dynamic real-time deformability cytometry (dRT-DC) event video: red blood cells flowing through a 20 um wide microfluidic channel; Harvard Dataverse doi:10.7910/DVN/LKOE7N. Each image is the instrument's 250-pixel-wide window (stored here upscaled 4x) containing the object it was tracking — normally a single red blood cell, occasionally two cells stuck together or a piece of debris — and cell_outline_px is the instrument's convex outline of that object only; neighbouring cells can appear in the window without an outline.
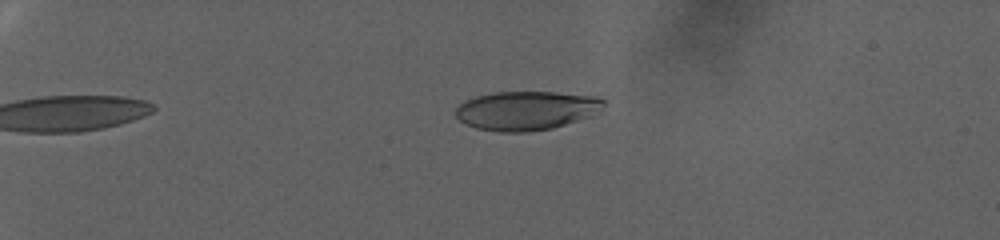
{"species": "human", "species_latin": "Homo sapiens", "temperature_condition": "warm", "stored_images_in_passage": 89, "camera_frame_rate_fps": 3000, "um_per_image_px": 0.085, "donor": {"sex": "female"}, "frame": {"image": 1, "passage_image": 25, "time_ms": 8.0, "image_size_px": [1000, 240], "cell_outline_px": [[604, 104], [592, 116], [552, 128], [528, 132], [500, 132], [476, 128], [464, 124], [456, 116], [456, 108], [464, 100], [476, 96], [496, 92], [552, 92], [596, 96], [604, 100]], "centroid_in_image_um": [44.71, 9.4], "position_along_channel_um": 40.3, "area_um2": 33.58}}
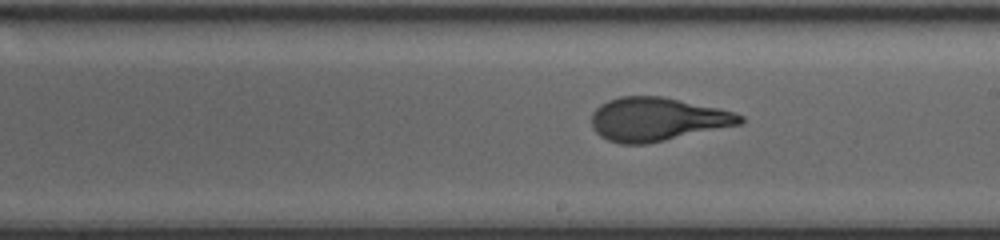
{"frame": {"image": 2, "passage_image": 58, "time_ms": 19.0, "image_size_px": [1000, 240], "cell_outline_px": [[744, 124], [648, 144], [620, 144], [608, 140], [600, 136], [592, 128], [592, 112], [600, 104], [608, 100], [620, 96], [664, 96], [720, 108], [736, 112], [744, 116]], "centroid_in_image_um": [55.9, 10.14], "position_along_channel_um": 233.1, "area_um2": 38.26}}
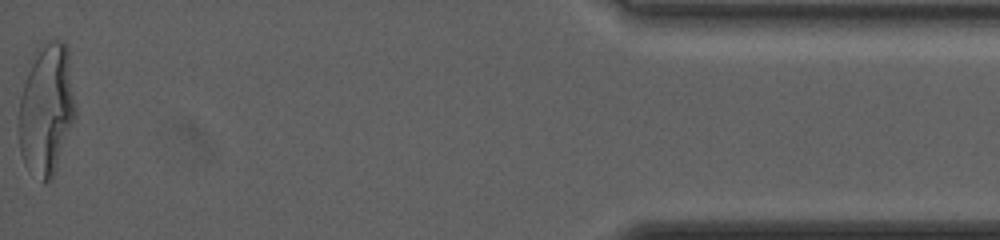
{"frame": {"image": 3, "passage_image": 89, "time_ms": 29.333, "image_size_px": [1000, 240], "cell_outline_px": [[76, 116], [52, 180], [44, 180], [24, 160], [20, 152], [20, 96], [36, 48], [52, 40], [64, 40], [68, 48], [76, 108]], "centroid_in_image_um": [4.0, 9.21], "position_along_channel_um": 431.2, "area_um2": 42.48}, "authors_computed_cell_mechanics": {"area_um2": 37.0498, "velocity_mm_per_s": 2.542, "shape_relaxation_time_tau1_ms": 9.0262, "shape_relaxation_time_tau2_ms": null, "deformation_change_tau1": 0.2774, "deformation_change_tau2": null}}